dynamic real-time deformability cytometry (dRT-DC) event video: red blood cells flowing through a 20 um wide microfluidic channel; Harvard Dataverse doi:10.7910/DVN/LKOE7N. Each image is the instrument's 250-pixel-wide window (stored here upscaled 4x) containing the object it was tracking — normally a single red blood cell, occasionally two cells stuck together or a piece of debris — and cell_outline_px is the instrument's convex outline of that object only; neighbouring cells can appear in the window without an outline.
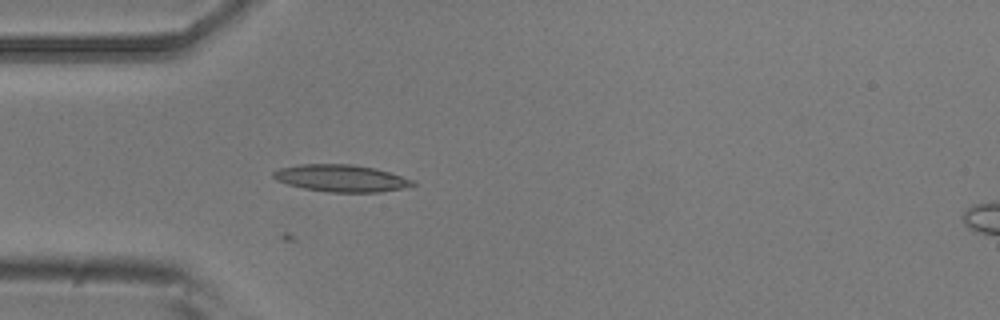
{"species": "common noctule bat (a hibernating species)", "species_latin": "Nyctalus noctula", "temperature_condition": "room temperature", "stored_images_in_passage": 1, "camera_frame_rate_fps": 3000, "um_per_image_px": 0.085, "animal": {"sex": "male", "body_mass_g": 20.5, "forearm_length_mm": 52.5}, "frame": {"image": 1, "passage_image": 1, "time_ms": 0.0, "image_size_px": [1000, 320], "cell_outline_px": [[416, 184], [404, 188], [380, 192], [328, 192], [304, 188], [288, 184], [276, 180], [272, 176], [272, 172], [280, 168], [300, 164], [352, 164], [376, 168], [416, 180]], "centroid_in_image_um": [29.03, 15.14], "position_along_channel_um": 56.0, "area_um2": 22.08}}